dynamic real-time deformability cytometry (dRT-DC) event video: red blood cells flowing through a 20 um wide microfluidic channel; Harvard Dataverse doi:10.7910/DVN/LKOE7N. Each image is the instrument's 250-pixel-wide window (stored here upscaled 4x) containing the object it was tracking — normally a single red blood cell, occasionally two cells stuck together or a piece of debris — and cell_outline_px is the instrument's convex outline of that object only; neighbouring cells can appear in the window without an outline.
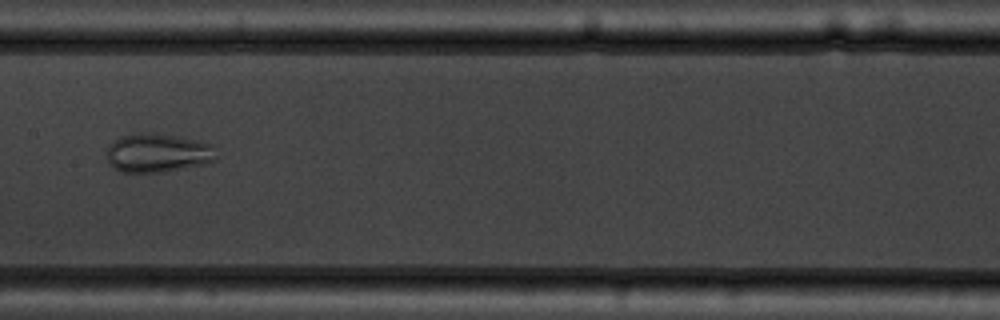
{"species": "common noctule bat (a hibernating species)", "species_latin": "Nyctalus noctula", "temperature_condition": "warm", "stored_images_in_passage": 8, "camera_frame_rate_fps": 3000, "um_per_image_px": 0.085, "animal": {"sex": "male", "body_mass_g": 19.5, "forearm_length_mm": 54.6}, "frame": {"image": 1, "passage_image": 8, "time_ms": 8.0, "image_size_px": [1000, 320], "cell_outline_px": [[216, 160], [208, 164], [164, 172], [120, 172], [112, 168], [108, 164], [108, 144], [120, 136], [136, 132], [144, 132], [180, 136], [200, 140], [212, 144], [216, 156]], "centroid_in_image_um": [13.42, 12.99], "position_along_channel_um": 194.0, "area_um2": 25.37}}